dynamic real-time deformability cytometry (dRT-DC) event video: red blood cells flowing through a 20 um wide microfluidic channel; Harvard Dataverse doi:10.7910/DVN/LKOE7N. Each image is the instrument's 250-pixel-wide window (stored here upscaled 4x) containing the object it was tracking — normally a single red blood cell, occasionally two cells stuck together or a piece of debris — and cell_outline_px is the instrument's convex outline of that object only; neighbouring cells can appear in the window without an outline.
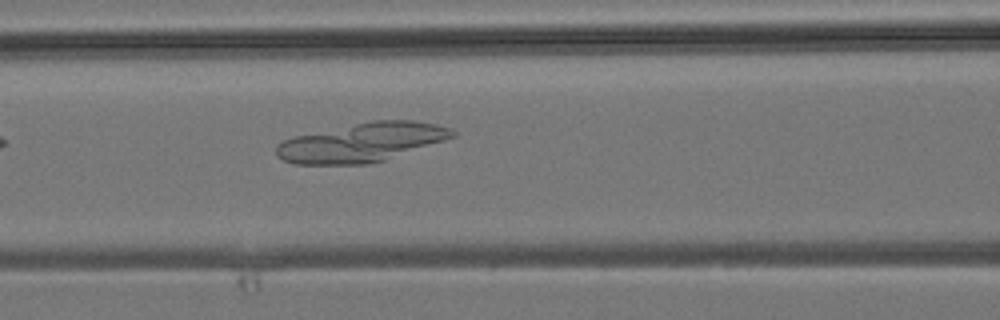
{"species": "common noctule bat (a hibernating species)", "species_latin": "Nyctalus noctula", "temperature_condition": "room temperature", "stored_images_in_passage": 5, "camera_frame_rate_fps": 3000, "um_per_image_px": 0.085, "animal": {"sex": "male", "body_mass_g": 19.2, "forearm_length_mm": 51.8}, "frame": {"image": 1, "passage_image": 5, "time_ms": 4.667, "image_size_px": [1000, 320], "cell_outline_px": [[456, 136], [384, 160], [364, 164], [292, 164], [276, 156], [276, 144], [292, 136], [372, 120], [412, 120], [436, 124], [452, 128], [456, 132]], "centroid_in_image_um": [30.73, 12.09], "position_along_channel_um": 135.9, "area_um2": 39.88}}